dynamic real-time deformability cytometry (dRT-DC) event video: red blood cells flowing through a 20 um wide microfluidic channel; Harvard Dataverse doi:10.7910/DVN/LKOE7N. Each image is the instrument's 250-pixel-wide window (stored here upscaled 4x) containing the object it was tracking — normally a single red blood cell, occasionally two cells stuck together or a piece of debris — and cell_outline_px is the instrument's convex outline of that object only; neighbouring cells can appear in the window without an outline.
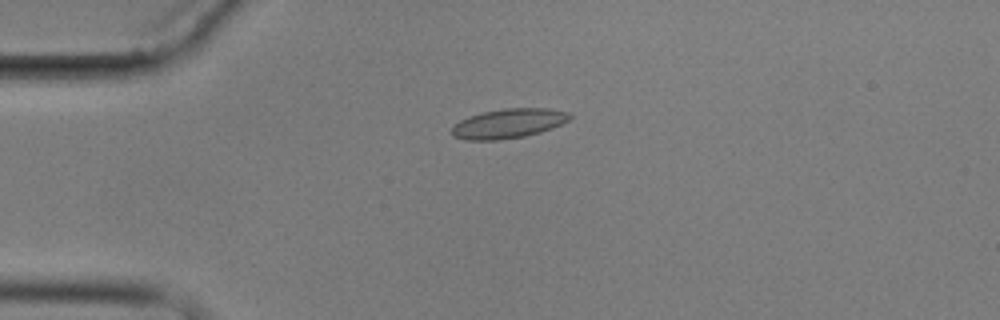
{"species": "common noctule bat (a hibernating species)", "species_latin": "Nyctalus noctula", "temperature_condition": "cold", "stored_images_in_passage": 5, "camera_frame_rate_fps": 3000, "um_per_image_px": 0.085, "animal": {"sex": "male", "body_mass_g": 17.9}, "frame": {"image": 1, "passage_image": 4, "time_ms": 3.667, "image_size_px": [1000, 320], "cell_outline_px": [[572, 116], [568, 120], [552, 128], [540, 132], [524, 136], [500, 140], [464, 140], [452, 136], [452, 128], [460, 120], [468, 116], [484, 112], [504, 108], [548, 108], [568, 112]], "centroid_in_image_um": [43.2, 10.5], "position_along_channel_um": 41.8, "area_um2": 20.23}}